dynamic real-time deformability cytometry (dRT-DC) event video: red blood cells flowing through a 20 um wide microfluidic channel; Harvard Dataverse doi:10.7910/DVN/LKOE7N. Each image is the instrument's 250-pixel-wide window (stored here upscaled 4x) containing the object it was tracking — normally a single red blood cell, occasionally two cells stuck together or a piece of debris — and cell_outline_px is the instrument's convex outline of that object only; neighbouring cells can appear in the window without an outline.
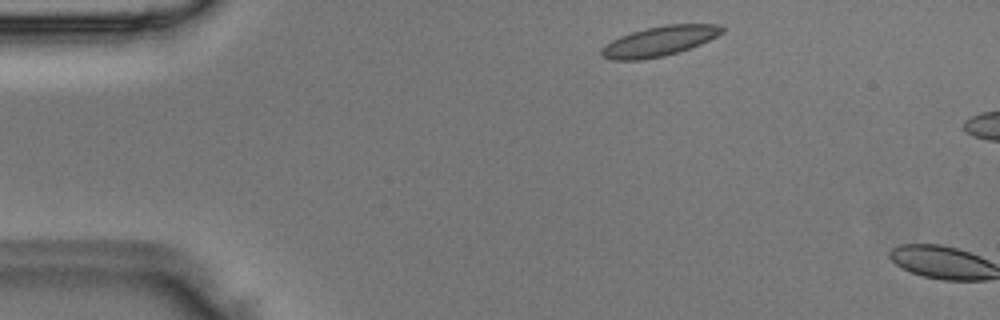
{"species": "Egyptian fruit bat (a non-hibernating species)", "species_latin": "Rousettus aegyptiacus", "temperature_condition": "room temperature", "stored_images_in_passage": 3, "camera_frame_rate_fps": 3000, "um_per_image_px": 0.085, "animal": {"sex": "male"}, "frame": {"image": 1, "passage_image": 2, "time_ms": 0.333, "image_size_px": [1000, 320], "cell_outline_px": [[724, 32], [700, 44], [664, 56], [640, 60], [612, 60], [600, 56], [600, 48], [612, 40], [620, 36], [632, 32], [664, 24], [716, 24], [724, 28]], "centroid_in_image_um": [56.0, 3.5], "position_along_channel_um": 29.0, "area_um2": 20.87}}